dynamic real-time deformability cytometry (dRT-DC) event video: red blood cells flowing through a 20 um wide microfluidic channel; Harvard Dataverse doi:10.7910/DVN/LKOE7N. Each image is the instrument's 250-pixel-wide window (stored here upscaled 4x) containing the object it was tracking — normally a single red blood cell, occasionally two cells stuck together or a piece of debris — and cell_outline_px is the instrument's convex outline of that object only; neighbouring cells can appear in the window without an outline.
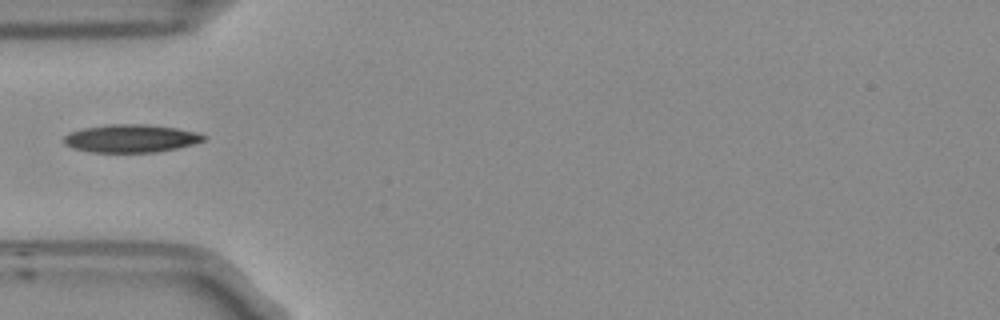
{"species": "Egyptian fruit bat (a non-hibernating species)", "species_latin": "Rousettus aegyptiacus", "temperature_condition": "room temperature", "stored_images_in_passage": 1, "camera_frame_rate_fps": 3000, "um_per_image_px": 0.085, "frame": {"image": 1, "passage_image": 1, "time_ms": 0.0, "image_size_px": [1000, 320], "cell_outline_px": [[208, 136], [204, 140], [192, 144], [176, 148], [156, 152], [92, 152], [72, 148], [64, 144], [60, 140], [68, 132], [84, 128], [108, 124], [148, 124], [176, 128], [196, 132]], "centroid_in_image_um": [11.07, 11.76], "position_along_channel_um": 73.9, "area_um2": 22.89}}